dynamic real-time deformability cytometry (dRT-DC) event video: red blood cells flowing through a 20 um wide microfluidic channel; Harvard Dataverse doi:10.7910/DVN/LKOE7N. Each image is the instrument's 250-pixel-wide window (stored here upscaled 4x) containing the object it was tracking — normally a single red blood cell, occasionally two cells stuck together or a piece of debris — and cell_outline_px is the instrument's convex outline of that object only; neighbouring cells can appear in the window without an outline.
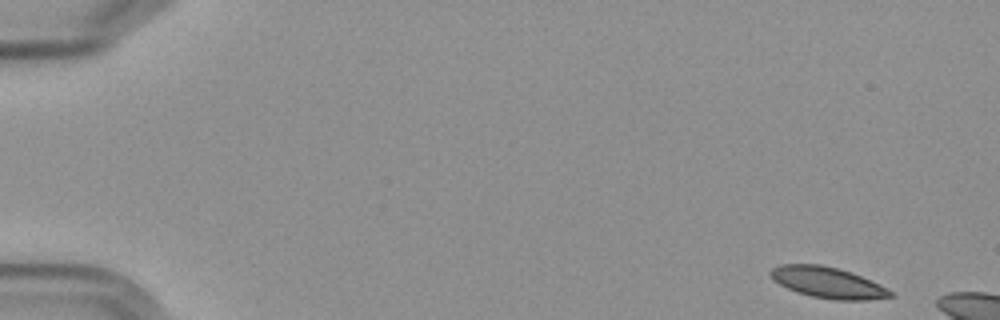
{"species": "Egyptian fruit bat (a non-hibernating species)", "species_latin": "Rousettus aegyptiacus", "temperature_condition": "cold", "stored_images_in_passage": 3, "camera_frame_rate_fps": 3000, "um_per_image_px": 0.085, "frame": {"image": 1, "passage_image": 1, "time_ms": 0.0, "image_size_px": [1000, 320], "cell_outline_px": [[896, 296], [868, 300], [832, 300], [812, 296], [796, 292], [772, 280], [768, 272], [772, 268], [780, 264], [820, 264], [852, 272], [880, 284], [892, 292]], "centroid_in_image_um": [70.35, 24.02], "position_along_channel_um": 14.6, "area_um2": 21.79}}